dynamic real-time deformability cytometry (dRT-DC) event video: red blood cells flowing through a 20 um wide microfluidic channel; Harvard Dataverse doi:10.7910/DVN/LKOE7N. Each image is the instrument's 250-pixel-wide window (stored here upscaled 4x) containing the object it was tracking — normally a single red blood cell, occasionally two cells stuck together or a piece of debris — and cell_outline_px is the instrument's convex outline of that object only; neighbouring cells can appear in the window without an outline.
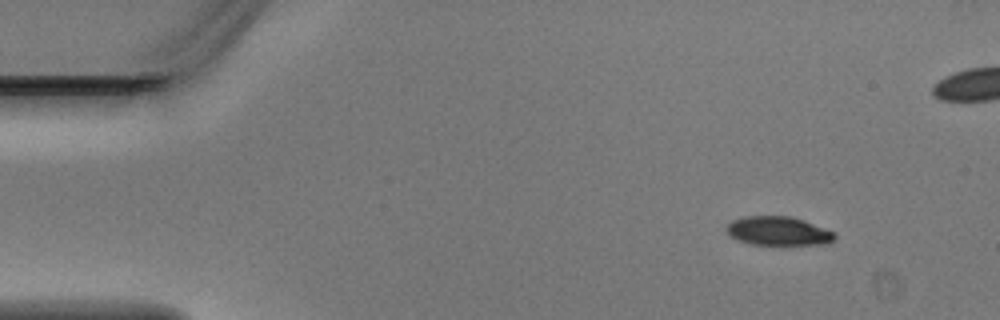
{"species": "Egyptian fruit bat (a non-hibernating species)", "species_latin": "Rousettus aegyptiacus", "temperature_condition": "warm", "stored_images_in_passage": 4, "camera_frame_rate_fps": 3000, "um_per_image_px": 0.085, "animal": {"sex": "male"}, "frame": {"image": 1, "passage_image": 1, "time_ms": 0.0, "image_size_px": [1000, 320], "cell_outline_px": [[836, 236], [832, 240], [820, 244], [752, 244], [740, 240], [732, 236], [728, 232], [728, 224], [732, 220], [744, 216], [792, 216], [804, 220], [836, 232]], "centroid_in_image_um": [66.18, 19.61], "position_along_channel_um": 18.8, "area_um2": 17.86}}